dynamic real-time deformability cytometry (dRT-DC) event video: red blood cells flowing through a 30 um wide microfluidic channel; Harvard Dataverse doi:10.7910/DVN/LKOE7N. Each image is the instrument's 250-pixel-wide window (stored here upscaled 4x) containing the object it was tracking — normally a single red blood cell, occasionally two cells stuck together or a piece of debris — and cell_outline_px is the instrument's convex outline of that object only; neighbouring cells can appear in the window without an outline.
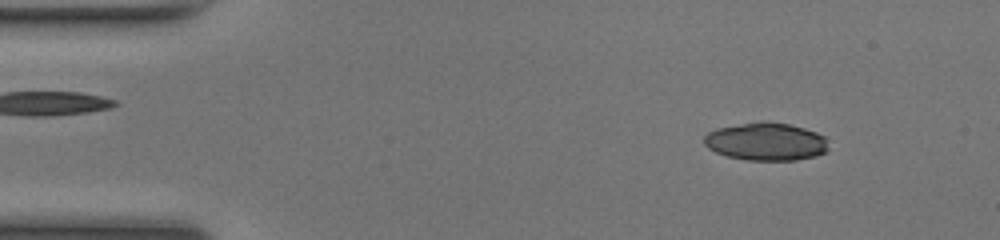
{"species": "common noctule bat (a hibernating species)", "species_latin": "Nyctalus noctula", "temperature_condition": "room temperature", "stored_images_in_passage": 48, "camera_frame_rate_fps": 3000, "um_per_image_px": 0.085, "animal": {"sex": "female", "body_mass_g": 17.0, "forearm_length_mm": 48.0}, "frame": {"image": 1, "passage_image": 5, "time_ms": 1.333, "image_size_px": [1000, 240], "cell_outline_px": [[828, 148], [824, 152], [816, 156], [796, 160], [748, 160], [728, 156], [716, 152], [708, 148], [704, 144], [704, 136], [708, 132], [716, 128], [760, 120], [764, 120], [788, 124], [804, 128], [816, 132], [824, 136]], "centroid_in_image_um": [65.09, 12.02], "position_along_channel_um": 19.9, "area_um2": 27.51}}
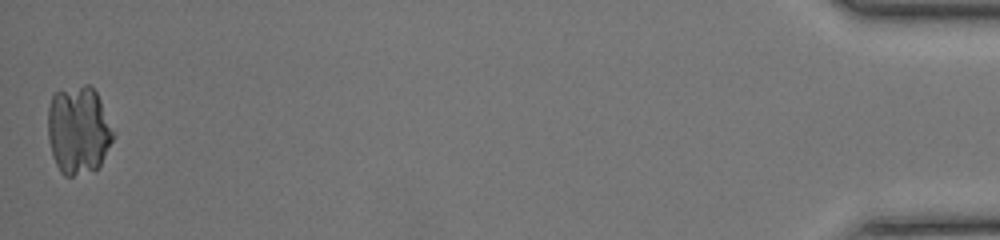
{"frame": {"image": 2, "passage_image": 48, "time_ms": 15.667, "image_size_px": [1000, 240], "cell_outline_px": [[116, 132], [100, 164], [96, 168], [72, 176], [64, 176], [60, 172], [52, 156], [48, 140], [48, 108], [52, 96], [56, 92], [84, 84], [88, 84], [96, 92]], "centroid_in_image_um": [6.66, 11.05], "position_along_channel_um": 428.5, "area_um2": 33.52}}